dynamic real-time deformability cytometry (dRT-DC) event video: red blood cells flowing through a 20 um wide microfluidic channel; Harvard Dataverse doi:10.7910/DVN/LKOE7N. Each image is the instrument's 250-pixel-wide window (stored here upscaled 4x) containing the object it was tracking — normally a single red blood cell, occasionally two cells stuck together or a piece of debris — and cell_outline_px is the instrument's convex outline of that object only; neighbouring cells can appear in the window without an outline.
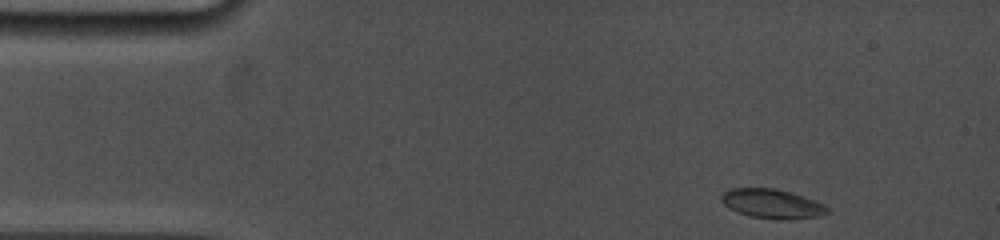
{"species": "common noctule bat (a hibernating species)", "species_latin": "Nyctalus noctula", "temperature_condition": "cold", "stored_images_in_passage": 8, "camera_frame_rate_fps": 5000, "um_per_image_px": 0.085, "animal": {"sex": "female", "body_mass_g": 19.0, "forearm_length_mm": 53.3}, "frame": {"image": 1, "passage_image": 1, "time_ms": 0.0, "image_size_px": [1000, 240], "cell_outline_px": [[828, 212], [820, 216], [792, 220], [780, 220], [752, 216], [736, 212], [728, 208], [720, 200], [720, 196], [728, 188], [776, 188], [824, 204], [828, 208]], "centroid_in_image_um": [65.58, 17.33], "position_along_channel_um": 19.4, "area_um2": 18.09}}
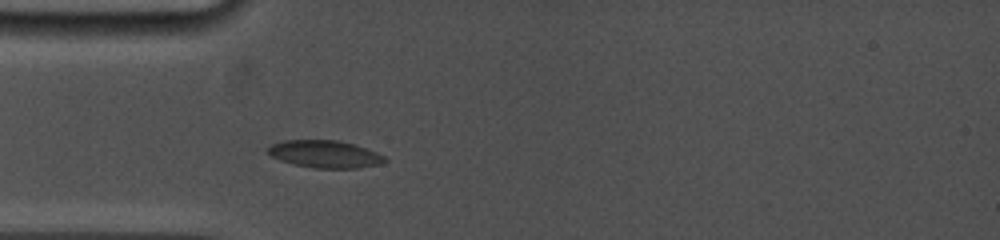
{"frame": {"image": 2, "passage_image": 8, "time_ms": 3.0, "image_size_px": [1000, 240], "cell_outline_px": [[388, 160], [380, 164], [356, 168], [316, 168], [292, 164], [280, 160], [272, 156], [264, 148], [272, 144], [284, 140], [340, 140], [356, 144], [376, 152], [384, 156]], "centroid_in_image_um": [27.61, 13.09], "position_along_channel_um": 57.4, "area_um2": 18.79}}